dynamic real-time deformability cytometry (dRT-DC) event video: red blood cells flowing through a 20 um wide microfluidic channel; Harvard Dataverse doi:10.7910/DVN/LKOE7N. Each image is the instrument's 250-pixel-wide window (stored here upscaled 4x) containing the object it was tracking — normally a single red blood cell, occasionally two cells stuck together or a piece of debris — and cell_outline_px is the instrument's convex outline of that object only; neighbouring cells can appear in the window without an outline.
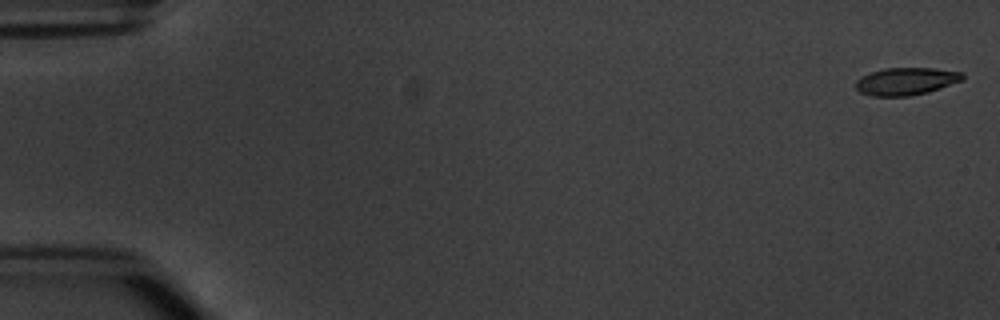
{"species": "common noctule bat (a hibernating species)", "species_latin": "Nyctalus noctula", "temperature_condition": "warm", "stored_images_in_passage": 6, "camera_frame_rate_fps": 3000, "um_per_image_px": 0.085, "animal": {"sex": "male", "body_mass_g": 20.1, "forearm_length_mm": 53.5}, "frame": {"image": 1, "passage_image": 1, "time_ms": 0.0, "image_size_px": [1000, 320], "cell_outline_px": [[964, 80], [928, 92], [908, 96], [872, 96], [860, 92], [856, 88], [856, 80], [872, 72], [884, 68], [936, 68], [964, 72]], "centroid_in_image_um": [77.06, 6.9], "position_along_channel_um": 7.9, "area_um2": 17.11}}